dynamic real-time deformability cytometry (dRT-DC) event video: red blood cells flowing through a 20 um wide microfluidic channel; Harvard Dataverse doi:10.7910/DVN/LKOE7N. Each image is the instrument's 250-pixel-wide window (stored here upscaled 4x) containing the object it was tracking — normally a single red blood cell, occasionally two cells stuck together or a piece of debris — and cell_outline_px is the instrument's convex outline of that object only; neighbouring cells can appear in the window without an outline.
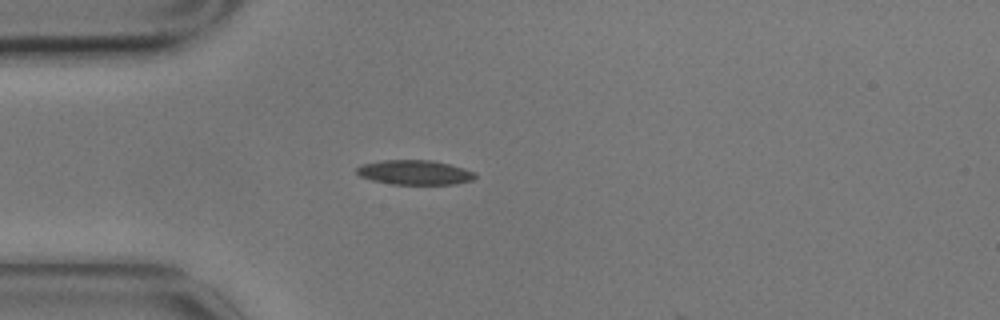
{"species": "common noctule bat (a hibernating species)", "species_latin": "Nyctalus noctula", "temperature_condition": "cold", "stored_images_in_passage": 2, "camera_frame_rate_fps": 3000, "um_per_image_px": 0.085, "animal": {"sex": "male", "body_mass_g": 17.9}, "frame": {"image": 1, "passage_image": 1, "time_ms": 0.0, "image_size_px": [1000, 320], "cell_outline_px": [[476, 176], [472, 180], [456, 184], [392, 184], [372, 180], [360, 176], [356, 172], [356, 168], [360, 164], [380, 160], [432, 160], [464, 168], [476, 172]], "centroid_in_image_um": [35.23, 14.65], "position_along_channel_um": 49.8, "area_um2": 17.05}}